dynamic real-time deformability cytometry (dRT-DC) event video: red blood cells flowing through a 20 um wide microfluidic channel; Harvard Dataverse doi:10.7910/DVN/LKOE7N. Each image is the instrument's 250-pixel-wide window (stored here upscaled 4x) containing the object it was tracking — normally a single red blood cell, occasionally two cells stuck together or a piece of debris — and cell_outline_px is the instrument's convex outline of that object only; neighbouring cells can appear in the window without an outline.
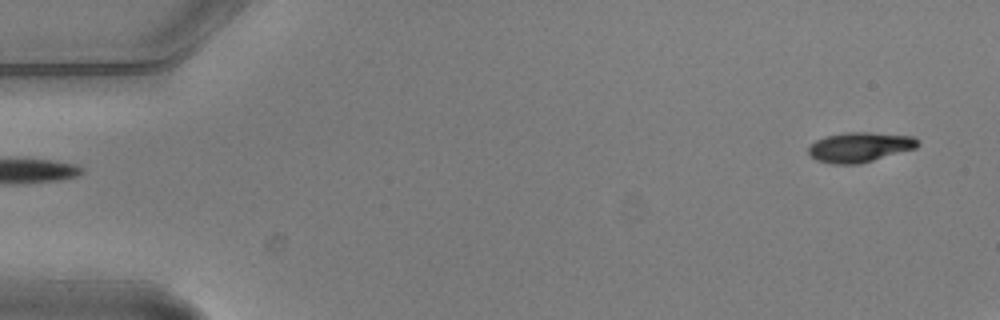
{"species": "common noctule bat (a hibernating species)", "species_latin": "Nyctalus noctula", "temperature_condition": "warm", "stored_images_in_passage": 5, "segment_of_instrument_passage": [2, 2], "camera_frame_rate_fps": 3000, "um_per_image_px": 0.085, "animal": {"sex": "male", "body_mass_g": 20.5, "forearm_length_mm": 52.5}, "frame": {"image": 1, "passage_image": 5, "time_ms": 1.333, "image_size_px": [1000, 320], "cell_outline_px": [[920, 144], [916, 148], [860, 164], [832, 164], [816, 160], [808, 152], [808, 148], [816, 140], [824, 136], [844, 132], [868, 132], [912, 136], [920, 140]], "centroid_in_image_um": [73.09, 12.5], "position_along_channel_um": 11.9, "area_um2": 19.13}}